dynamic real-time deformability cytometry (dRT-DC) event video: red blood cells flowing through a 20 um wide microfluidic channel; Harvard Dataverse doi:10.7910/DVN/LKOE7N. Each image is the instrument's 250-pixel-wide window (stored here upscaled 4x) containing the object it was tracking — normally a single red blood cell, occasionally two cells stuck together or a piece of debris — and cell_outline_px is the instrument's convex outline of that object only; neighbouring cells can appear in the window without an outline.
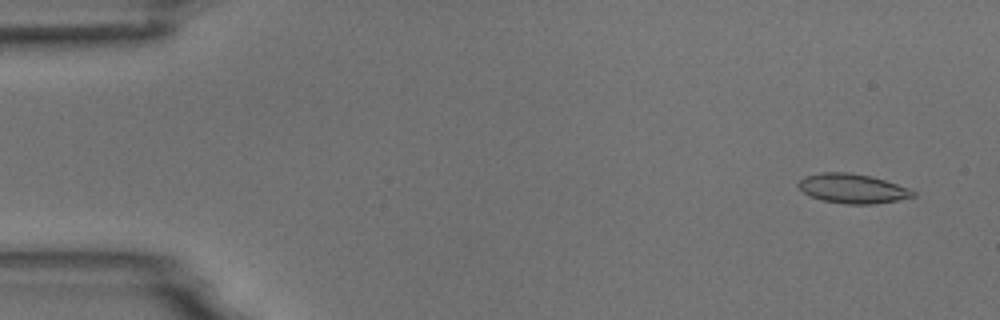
{"species": "common noctule bat (a hibernating species)", "species_latin": "Nyctalus noctula", "temperature_condition": "room temperature", "stored_images_in_passage": 51, "camera_frame_rate_fps": 3000, "um_per_image_px": 0.085, "animal": {"sex": "male", "body_mass_g": 18.8}, "frame": {"image": 1, "passage_image": 3, "time_ms": 0.667, "image_size_px": [1000, 320], "cell_outline_px": [[916, 196], [876, 204], [844, 204], [820, 200], [804, 192], [796, 184], [804, 176], [820, 172], [848, 172], [872, 176], [908, 188], [916, 192]], "centroid_in_image_um": [72.45, 16.02], "position_along_channel_um": 12.6, "area_um2": 19.71}}
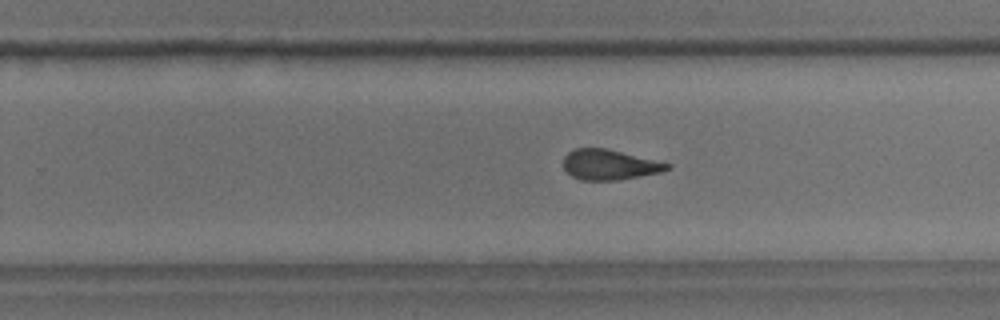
{"frame": {"image": 2, "passage_image": 34, "time_ms": 11.0, "image_size_px": [1000, 320], "cell_outline_px": [[672, 168], [660, 172], [616, 180], [580, 180], [572, 176], [564, 168], [564, 156], [568, 152], [576, 148], [604, 148], [672, 164]], "centroid_in_image_um": [51.79, 14.0], "position_along_channel_um": 278.0, "area_um2": 18.03}}
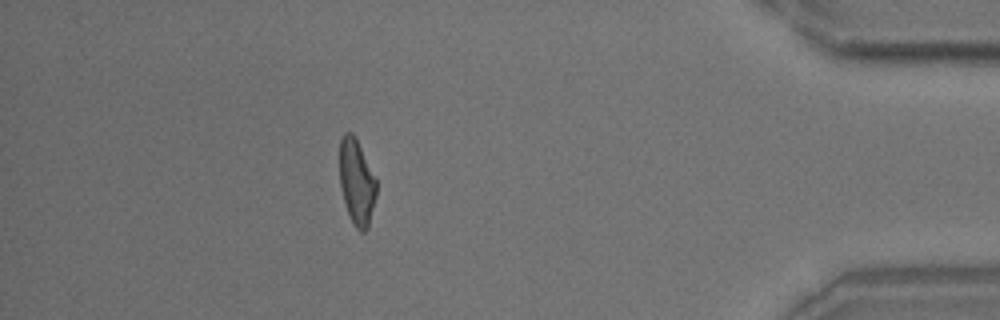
{"frame": {"image": 3, "passage_image": 48, "time_ms": 15.667, "image_size_px": [1000, 320], "cell_outline_px": [[376, 196], [368, 228], [364, 232], [360, 232], [356, 228], [348, 212], [340, 188], [340, 140], [344, 132], [352, 132], [376, 180]], "centroid_in_image_um": [30.31, 15.5], "position_along_channel_um": 404.9, "area_um2": 17.92}, "authors_computed_cell_mechanics": {"area_um2": 19.363, "velocity_mm_per_s": 3.7072, "shape_relaxation_time_tau1_ms": 7.0269, "shape_relaxation_time_tau2_ms": 2.2907, "deformation_change_tau1": 0.1991, "deformation_change_tau2": 0.0973}}